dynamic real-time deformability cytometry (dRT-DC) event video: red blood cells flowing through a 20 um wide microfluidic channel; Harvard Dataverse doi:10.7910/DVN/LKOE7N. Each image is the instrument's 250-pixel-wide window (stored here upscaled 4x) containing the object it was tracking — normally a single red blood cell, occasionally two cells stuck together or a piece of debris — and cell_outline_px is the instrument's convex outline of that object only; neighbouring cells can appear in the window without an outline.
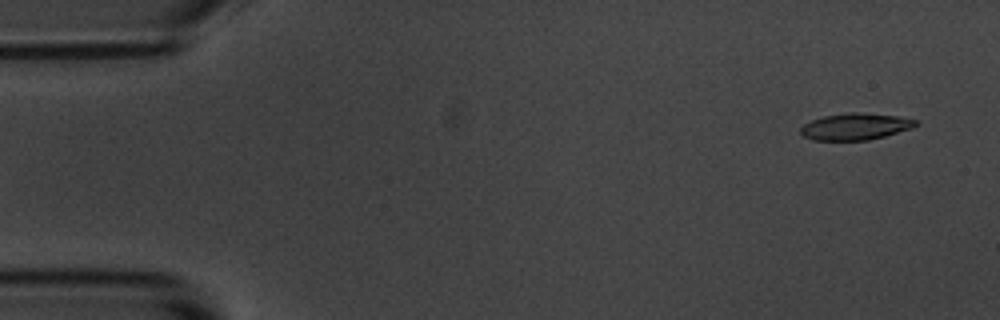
{"species": "common noctule bat (a hibernating species)", "species_latin": "Nyctalus noctula", "temperature_condition": "room temperature", "stored_images_in_passage": 4, "camera_frame_rate_fps": 3000, "um_per_image_px": 0.085, "animal": {"sex": "male", "body_mass_g": 20.1, "forearm_length_mm": 53.5}, "frame": {"image": 1, "passage_image": 1, "time_ms": 0.0, "image_size_px": [1000, 320], "cell_outline_px": [[920, 124], [912, 128], [884, 136], [868, 140], [812, 140], [804, 136], [800, 132], [800, 128], [804, 124], [812, 120], [824, 116], [848, 112], [856, 112], [896, 116], [916, 120]], "centroid_in_image_um": [72.7, 10.76], "position_along_channel_um": 12.3, "area_um2": 17.74}}